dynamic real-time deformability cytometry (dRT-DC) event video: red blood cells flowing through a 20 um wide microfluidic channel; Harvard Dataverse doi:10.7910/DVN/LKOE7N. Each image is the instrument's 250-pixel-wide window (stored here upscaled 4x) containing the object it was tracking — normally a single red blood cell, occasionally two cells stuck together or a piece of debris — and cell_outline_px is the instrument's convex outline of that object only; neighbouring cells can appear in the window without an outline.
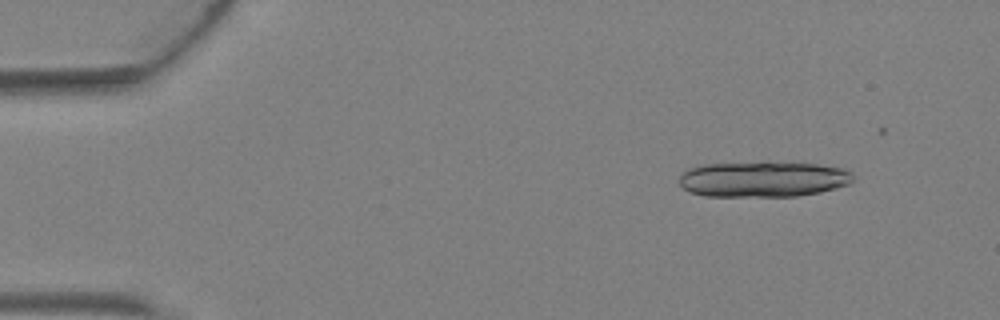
{"species": "Egyptian fruit bat (a non-hibernating species)", "species_latin": "Rousettus aegyptiacus", "temperature_condition": "warm", "stored_images_in_passage": 3, "camera_frame_rate_fps": 3000, "um_per_image_px": 0.085, "animal": {"sex": "female"}, "frame": {"image": 1, "passage_image": 1, "time_ms": 0.0, "image_size_px": [1000, 320], "cell_outline_px": [[852, 180], [848, 184], [836, 188], [820, 192], [796, 196], [704, 196], [692, 192], [684, 188], [680, 184], [680, 176], [688, 168], [700, 164], [764, 160], [816, 164], [844, 168], [852, 176]], "centroid_in_image_um": [64.83, 15.19], "position_along_channel_um": 20.2, "area_um2": 36.82}}